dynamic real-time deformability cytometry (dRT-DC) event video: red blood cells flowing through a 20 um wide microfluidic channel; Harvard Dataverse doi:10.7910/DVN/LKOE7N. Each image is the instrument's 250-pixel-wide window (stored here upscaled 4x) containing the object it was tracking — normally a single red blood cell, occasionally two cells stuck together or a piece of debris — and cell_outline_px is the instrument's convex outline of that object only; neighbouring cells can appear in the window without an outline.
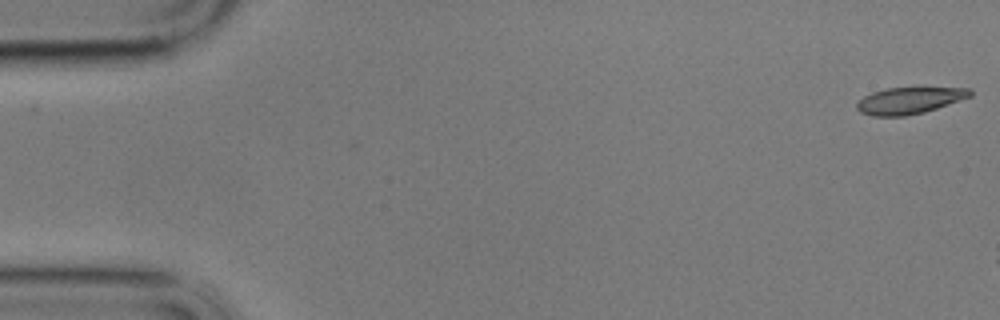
{"species": "common noctule bat (a hibernating species)", "species_latin": "Nyctalus noctula", "temperature_condition": "cold", "stored_images_in_passage": 8, "camera_frame_rate_fps": 3000, "um_per_image_px": 0.085, "animal": {"sex": "male", "body_mass_g": 17.9}, "frame": {"image": 1, "passage_image": 1, "time_ms": 0.0, "image_size_px": [1000, 320], "cell_outline_px": [[972, 96], [924, 112], [904, 116], [872, 116], [860, 112], [856, 108], [856, 104], [864, 96], [872, 92], [884, 88], [916, 84], [920, 84], [972, 88]], "centroid_in_image_um": [77.37, 8.46], "position_along_channel_um": 7.6, "area_um2": 18.79}}